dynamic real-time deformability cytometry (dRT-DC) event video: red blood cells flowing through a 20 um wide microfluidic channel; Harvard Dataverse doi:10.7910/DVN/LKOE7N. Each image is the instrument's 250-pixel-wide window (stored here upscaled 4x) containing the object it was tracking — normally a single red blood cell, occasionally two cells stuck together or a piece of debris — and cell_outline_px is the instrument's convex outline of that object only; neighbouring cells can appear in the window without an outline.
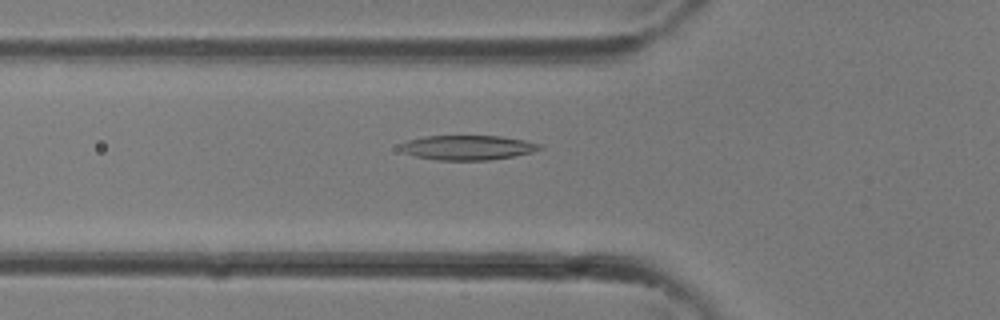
{"species": "common noctule bat (a hibernating species)", "species_latin": "Nyctalus noctula", "temperature_condition": "room temperature", "stored_images_in_passage": 34, "camera_frame_rate_fps": 3000, "um_per_image_px": 0.085, "animal": {"sex": "female"}, "frame": {"image": 1, "passage_image": 12, "time_ms": 3.667, "image_size_px": [1000, 320], "cell_outline_px": [[544, 148], [532, 152], [512, 156], [488, 160], [436, 160], [416, 156], [404, 152], [400, 148], [400, 144], [408, 140], [424, 136], [500, 136], [524, 140], [544, 144]], "centroid_in_image_um": [39.79, 12.54], "position_along_channel_um": 86.0, "area_um2": 20.0}}
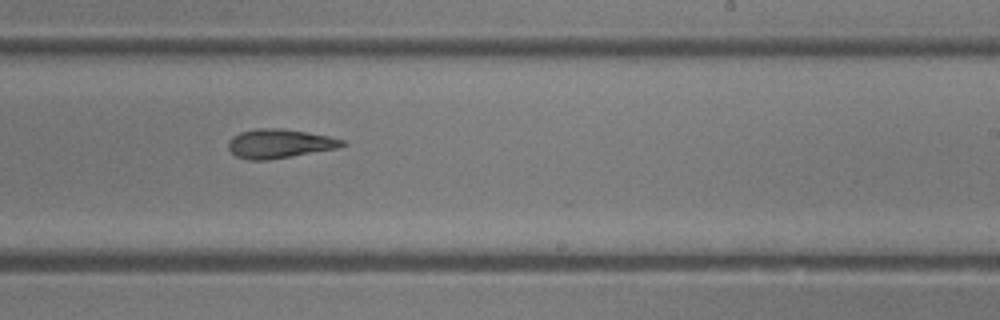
{"frame": {"image": 2, "passage_image": 21, "time_ms": 6.667, "image_size_px": [1000, 320], "cell_outline_px": [[348, 144], [340, 148], [268, 160], [248, 160], [236, 156], [228, 148], [228, 140], [232, 136], [240, 132], [256, 128], [280, 128], [308, 132], [328, 136], [344, 140]], "centroid_in_image_um": [23.76, 12.2], "position_along_channel_um": 265.2, "area_um2": 19.48}}
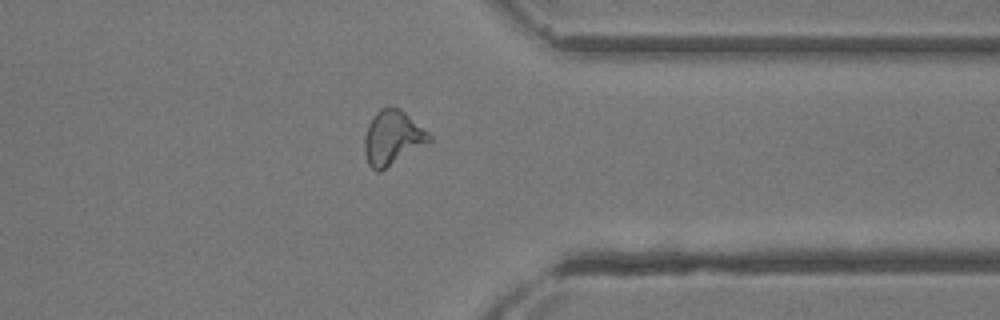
{"frame": {"image": 3, "passage_image": 27, "time_ms": 8.667, "image_size_px": [1000, 320], "cell_outline_px": [[432, 140], [380, 172], [376, 172], [368, 164], [364, 152], [364, 136], [368, 124], [372, 116], [380, 108], [400, 108], [428, 132], [432, 136]], "centroid_in_image_um": [33.33, 11.72], "position_along_channel_um": 378.1, "area_um2": 20.4}}